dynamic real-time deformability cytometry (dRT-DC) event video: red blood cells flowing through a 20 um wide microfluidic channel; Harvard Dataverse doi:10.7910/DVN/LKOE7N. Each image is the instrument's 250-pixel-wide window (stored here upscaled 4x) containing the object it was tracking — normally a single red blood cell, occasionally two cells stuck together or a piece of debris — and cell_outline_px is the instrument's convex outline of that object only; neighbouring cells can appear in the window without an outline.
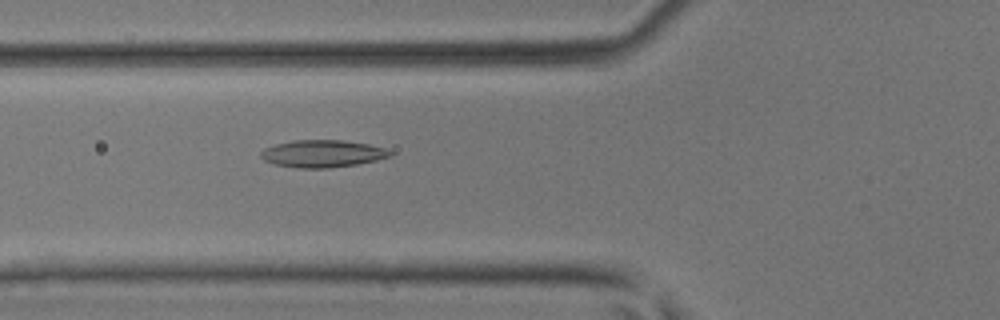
{"species": "common noctule bat (a hibernating species)", "species_latin": "Nyctalus noctula", "temperature_condition": "room temperature", "stored_images_in_passage": 34, "camera_frame_rate_fps": 3000, "um_per_image_px": 0.085, "animal": {"sex": "male", "body_mass_g": 17.9, "forearm_length_mm": 54.2}, "frame": {"image": 1, "passage_image": 5, "time_ms": 1.333, "image_size_px": [1000, 320], "cell_outline_px": [[392, 156], [376, 160], [356, 164], [328, 168], [300, 168], [276, 164], [264, 160], [260, 156], [260, 152], [264, 148], [276, 144], [292, 140], [340, 140], [368, 144], [384, 148], [392, 152]], "centroid_in_image_um": [27.4, 13.05], "position_along_channel_um": 98.4, "area_um2": 20.4}}
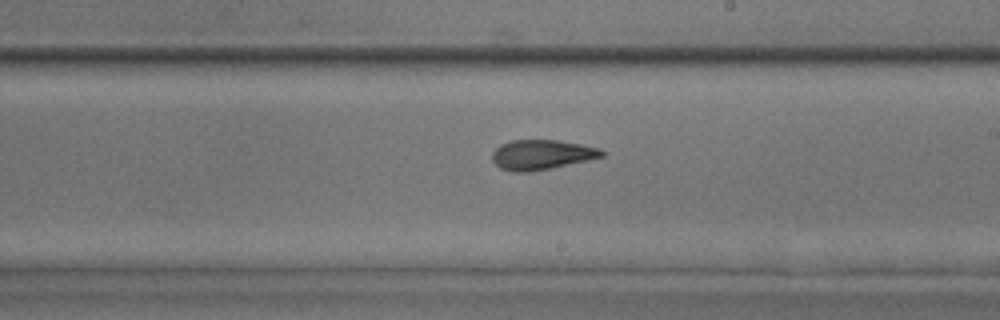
{"frame": {"image": 2, "passage_image": 15, "time_ms": 4.667, "image_size_px": [1000, 320], "cell_outline_px": [[604, 156], [588, 160], [528, 172], [512, 172], [500, 168], [492, 160], [492, 152], [500, 144], [512, 140], [556, 140], [580, 144], [600, 148], [604, 152]], "centroid_in_image_um": [46.01, 13.14], "position_along_channel_um": 243.0, "area_um2": 18.9}}
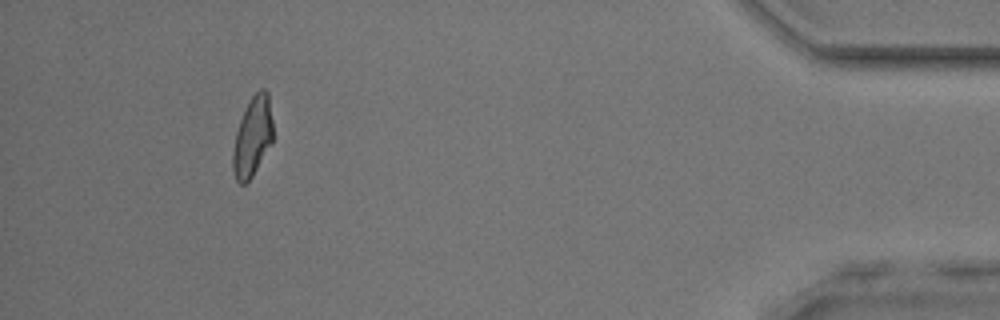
{"frame": {"image": 3, "passage_image": 31, "time_ms": 10.0, "image_size_px": [1000, 320], "cell_outline_px": [[272, 140], [252, 176], [244, 184], [240, 184], [236, 180], [232, 168], [232, 152], [236, 132], [240, 120], [252, 96], [260, 88], [264, 88], [268, 92], [272, 120]], "centroid_in_image_um": [21.45, 11.61], "position_along_channel_um": 413.8, "area_um2": 18.21}}